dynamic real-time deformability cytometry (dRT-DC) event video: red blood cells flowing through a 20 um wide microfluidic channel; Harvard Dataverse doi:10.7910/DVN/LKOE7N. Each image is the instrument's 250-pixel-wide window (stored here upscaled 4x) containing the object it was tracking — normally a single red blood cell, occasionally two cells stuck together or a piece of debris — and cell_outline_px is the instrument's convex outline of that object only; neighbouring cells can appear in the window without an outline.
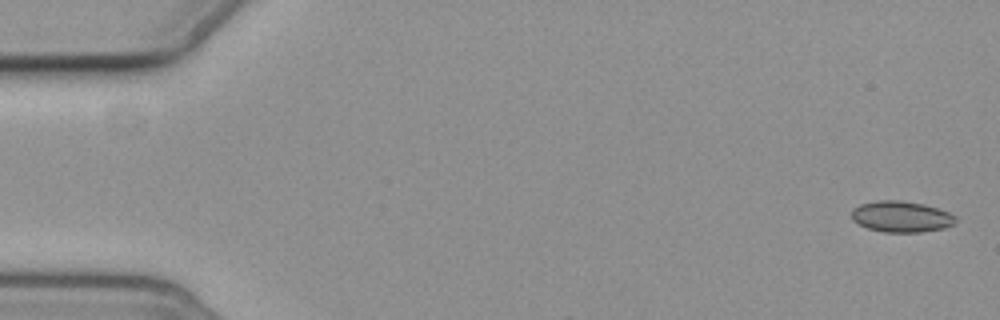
{"species": "common noctule bat (a hibernating species)", "species_latin": "Nyctalus noctula", "temperature_condition": "cold", "stored_images_in_passage": 7, "camera_frame_rate_fps": 3000, "um_per_image_px": 0.085, "animal": {"sex": "female", "body_mass_g": 19.3, "forearm_length_mm": 54.1}, "frame": {"image": 1, "passage_image": 1, "time_ms": 0.0, "image_size_px": [1000, 320], "cell_outline_px": [[956, 220], [952, 224], [944, 228], [920, 232], [884, 232], [868, 228], [852, 220], [852, 208], [860, 204], [876, 200], [900, 200], [924, 204], [948, 212], [956, 216]], "centroid_in_image_um": [76.58, 18.4], "position_along_channel_um": 8.4, "area_um2": 18.79}}
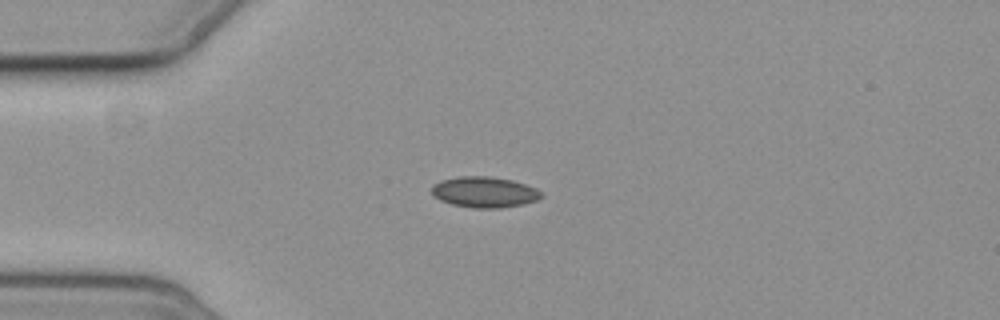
{"frame": {"image": 2, "passage_image": 5, "time_ms": 4.667, "image_size_px": [1000, 320], "cell_outline_px": [[544, 196], [536, 200], [524, 204], [500, 208], [472, 208], [452, 204], [440, 200], [432, 196], [432, 184], [440, 180], [460, 176], [488, 176], [512, 180], [536, 188]], "centroid_in_image_um": [41.15, 16.33], "position_along_channel_um": 43.9, "area_um2": 19.77}}
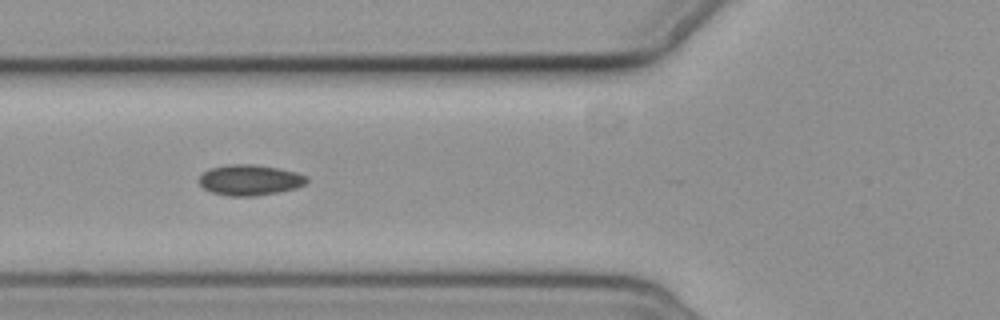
{"frame": {"image": 3, "passage_image": 7, "time_ms": 7.0, "image_size_px": [1000, 320], "cell_outline_px": [[308, 180], [304, 184], [296, 188], [280, 192], [256, 196], [228, 196], [212, 192], [204, 188], [196, 180], [204, 172], [212, 168], [228, 164], [256, 164], [280, 168], [296, 172], [308, 176]], "centroid_in_image_um": [21.25, 15.3], "position_along_channel_um": 104.6, "area_um2": 19.42}}